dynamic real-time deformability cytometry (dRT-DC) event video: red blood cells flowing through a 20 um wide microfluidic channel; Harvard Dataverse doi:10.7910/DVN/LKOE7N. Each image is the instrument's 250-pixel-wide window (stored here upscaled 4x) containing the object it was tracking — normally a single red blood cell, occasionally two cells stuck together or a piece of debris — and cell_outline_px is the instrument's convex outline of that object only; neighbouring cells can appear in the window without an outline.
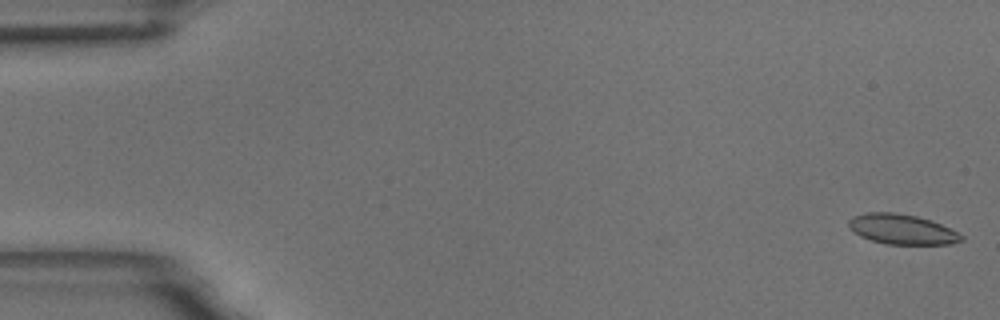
{"species": "common noctule bat (a hibernating species)", "species_latin": "Nyctalus noctula", "temperature_condition": "room temperature", "stored_images_in_passage": 60, "camera_frame_rate_fps": 3000, "um_per_image_px": 0.085, "animal": {"sex": "male", "body_mass_g": 18.8}, "frame": {"image": 1, "passage_image": 2, "time_ms": 0.333, "image_size_px": [1000, 320], "cell_outline_px": [[964, 240], [952, 244], [884, 244], [860, 236], [848, 228], [848, 220], [852, 216], [864, 212], [892, 212], [916, 216], [932, 220], [964, 236]], "centroid_in_image_um": [76.63, 19.48], "position_along_channel_um": 8.4, "area_um2": 19.83}}
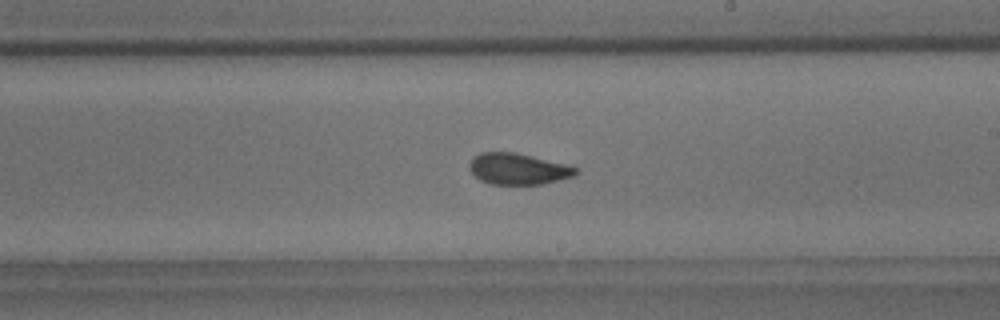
{"frame": {"image": 2, "passage_image": 35, "time_ms": 11.333, "image_size_px": [1000, 320], "cell_outline_px": [[580, 172], [572, 176], [544, 184], [488, 184], [480, 180], [468, 168], [468, 164], [480, 152], [516, 152], [564, 164], [576, 168]], "centroid_in_image_um": [44.01, 14.36], "position_along_channel_um": 245.0, "area_um2": 19.19}}
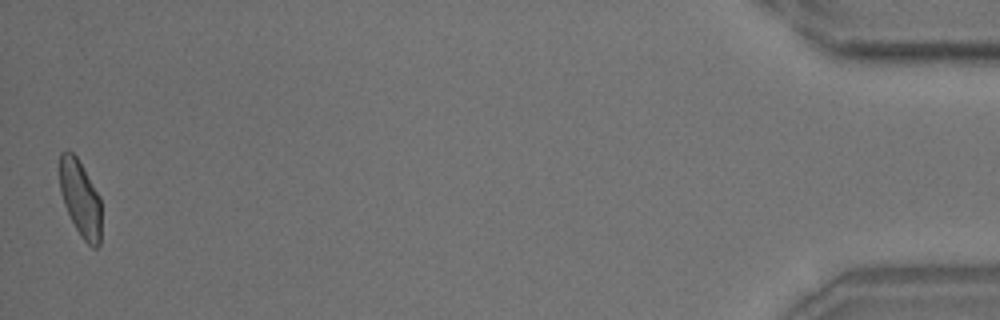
{"frame": {"image": 3, "passage_image": 59, "time_ms": 19.333, "image_size_px": [1000, 320], "cell_outline_px": [[100, 244], [96, 248], [92, 248], [80, 236], [64, 204], [60, 192], [60, 152], [68, 148], [76, 156], [100, 196]], "centroid_in_image_um": [6.82, 16.86], "position_along_channel_um": 428.4, "area_um2": 18.44}, "authors_computed_cell_mechanics": {"area_um2": 19.7387, "velocity_mm_per_s": 3.441, "shape_relaxation_time_tau1_ms": 6.4649, "shape_relaxation_time_tau2_ms": 1.4379, "deformation_change_tau1": 0.1328, "deformation_change_tau2": 0.0489}}